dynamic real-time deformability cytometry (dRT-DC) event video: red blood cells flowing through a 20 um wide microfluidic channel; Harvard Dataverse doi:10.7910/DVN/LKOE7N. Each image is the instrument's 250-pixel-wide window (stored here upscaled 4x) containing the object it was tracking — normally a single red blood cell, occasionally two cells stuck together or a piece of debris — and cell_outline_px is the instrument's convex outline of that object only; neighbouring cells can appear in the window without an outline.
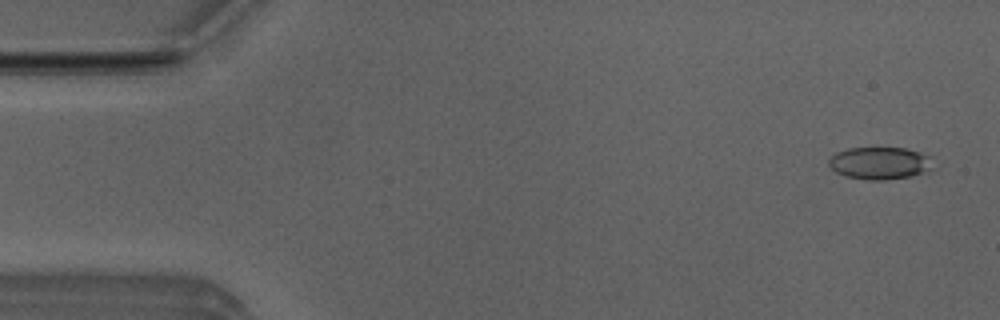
{"species": "Egyptian fruit bat (a non-hibernating species)", "species_latin": "Rousettus aegyptiacus", "temperature_condition": "room temperature", "stored_images_in_passage": 4, "camera_frame_rate_fps": 3000, "um_per_image_px": 0.085, "animal": {"sex": "male"}, "frame": {"image": 1, "passage_image": 1, "time_ms": 0.0, "image_size_px": [1000, 320], "cell_outline_px": [[932, 172], [884, 180], [868, 180], [848, 176], [836, 172], [828, 164], [828, 160], [836, 152], [848, 148], [904, 148], [920, 152], [928, 156], [932, 168]], "centroid_in_image_um": [74.79, 13.87], "position_along_channel_um": 10.2, "area_um2": 19.54}}